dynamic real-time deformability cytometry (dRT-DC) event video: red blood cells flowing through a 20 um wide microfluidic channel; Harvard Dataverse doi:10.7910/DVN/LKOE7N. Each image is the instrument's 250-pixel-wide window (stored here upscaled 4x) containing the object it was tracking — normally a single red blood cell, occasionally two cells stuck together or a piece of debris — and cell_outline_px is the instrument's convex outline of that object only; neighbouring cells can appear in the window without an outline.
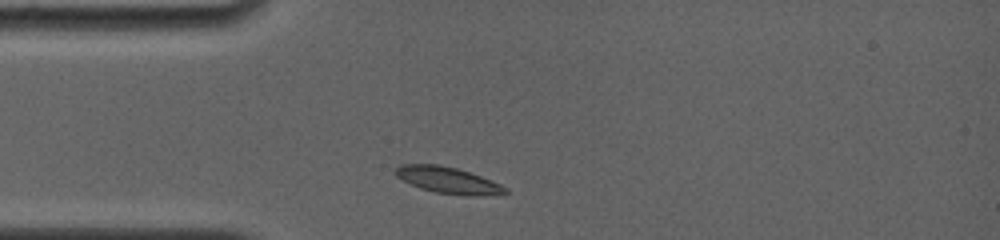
{"species": "common noctule bat (a hibernating species)", "species_latin": "Nyctalus noctula", "temperature_condition": "room temperature", "stored_images_in_passage": 1, "camera_frame_rate_fps": 4000, "um_per_image_px": 0.085, "animal": {"sex": "female", "body_mass_g": 19.0, "forearm_length_mm": 56.7}, "frame": {"image": 1, "passage_image": 1, "time_ms": 0.0, "image_size_px": [1000, 240], "cell_outline_px": [[508, 192], [472, 196], [436, 192], [420, 188], [396, 176], [396, 168], [400, 164], [440, 164], [456, 168], [492, 180], [508, 188]], "centroid_in_image_um": [38.07, 15.3], "position_along_channel_um": 46.9, "area_um2": 16.53}}